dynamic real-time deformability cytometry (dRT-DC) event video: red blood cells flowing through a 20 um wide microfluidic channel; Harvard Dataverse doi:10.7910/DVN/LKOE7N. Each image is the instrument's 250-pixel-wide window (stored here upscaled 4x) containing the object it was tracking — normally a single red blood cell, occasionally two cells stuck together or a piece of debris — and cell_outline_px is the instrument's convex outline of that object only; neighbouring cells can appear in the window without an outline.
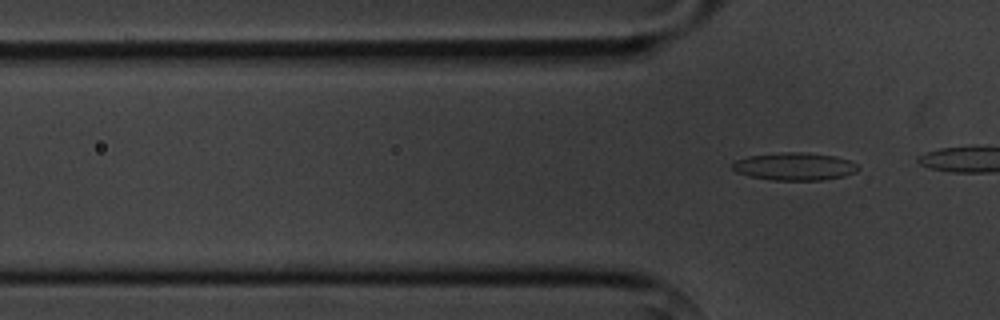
{"species": "common noctule bat (a hibernating species)", "species_latin": "Nyctalus noctula", "temperature_condition": "cold", "stored_images_in_passage": 4, "camera_frame_rate_fps": 3000, "um_per_image_px": 0.085, "animal": {"sex": "male", "body_mass_g": 20.1, "forearm_length_mm": 53.5}, "frame": {"image": 1, "passage_image": 4, "time_ms": 3.667, "image_size_px": [1000, 320], "cell_outline_px": [[860, 168], [856, 172], [844, 176], [824, 180], [772, 180], [748, 176], [736, 172], [732, 168], [732, 160], [748, 156], [780, 152], [804, 152], [836, 156], [848, 160], [856, 164]], "centroid_in_image_um": [67.51, 14.14], "position_along_channel_um": 58.3, "area_um2": 20.52}}